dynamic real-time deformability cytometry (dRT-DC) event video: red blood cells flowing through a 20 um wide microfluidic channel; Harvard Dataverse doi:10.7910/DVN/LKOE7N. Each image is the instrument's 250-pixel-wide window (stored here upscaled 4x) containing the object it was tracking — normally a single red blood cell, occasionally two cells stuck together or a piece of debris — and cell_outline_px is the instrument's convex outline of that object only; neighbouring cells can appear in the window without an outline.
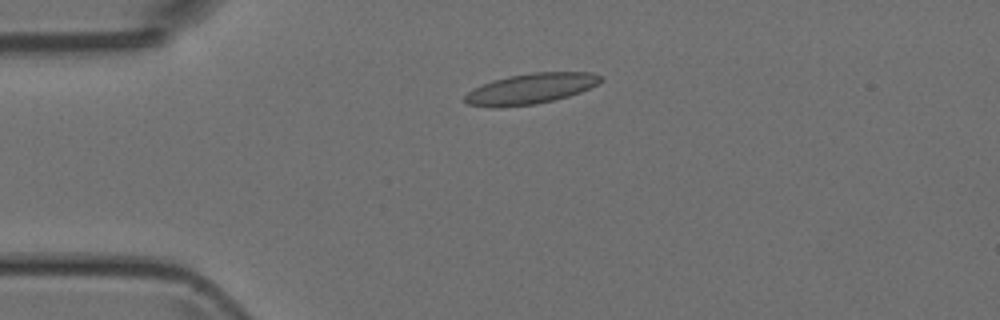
{"species": "Egyptian fruit bat (a non-hibernating species)", "species_latin": "Rousettus aegyptiacus", "temperature_condition": "room temperature", "stored_images_in_passage": 39, "camera_frame_rate_fps": 3000, "um_per_image_px": 0.085, "animal": {"sex": "female"}, "frame": {"image": 1, "passage_image": 1, "time_ms": 0.0, "image_size_px": [1000, 320], "cell_outline_px": [[604, 80], [580, 92], [556, 100], [536, 104], [500, 108], [496, 108], [468, 104], [464, 100], [464, 96], [472, 88], [492, 80], [508, 76], [532, 72], [592, 72], [604, 76]], "centroid_in_image_um": [45.1, 7.54], "position_along_channel_um": 39.9, "area_um2": 24.45}}
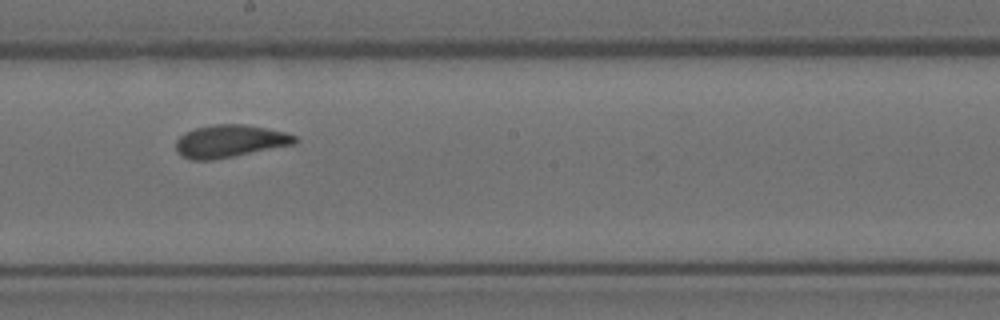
{"frame": {"image": 2, "passage_image": 17, "time_ms": 5.333, "image_size_px": [1000, 320], "cell_outline_px": [[300, 140], [296, 144], [212, 160], [192, 160], [180, 156], [176, 152], [176, 140], [180, 136], [196, 128], [212, 124], [244, 124], [284, 132], [296, 136]], "centroid_in_image_um": [19.53, 12.0], "position_along_channel_um": 228.7, "area_um2": 22.54}}
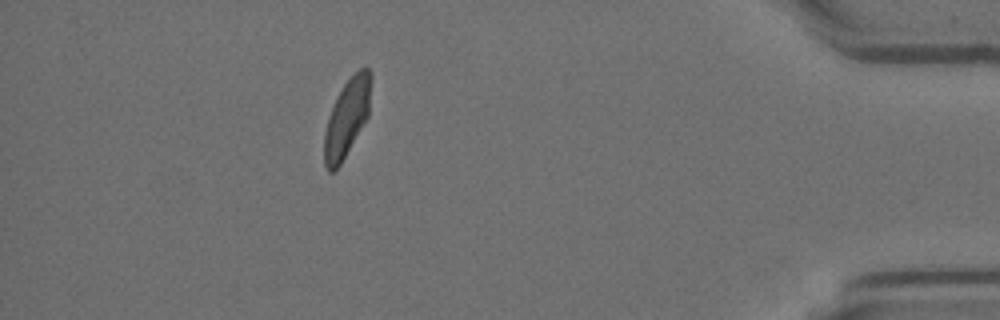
{"frame": {"image": 3, "passage_image": 34, "time_ms": 11.0, "image_size_px": [1000, 320], "cell_outline_px": [[372, 76], [368, 116], [336, 172], [328, 172], [324, 164], [324, 132], [332, 108], [344, 84], [360, 68], [368, 68], [372, 72]], "centroid_in_image_um": [29.49, 10.05], "position_along_channel_um": 405.7, "area_um2": 20.87}}